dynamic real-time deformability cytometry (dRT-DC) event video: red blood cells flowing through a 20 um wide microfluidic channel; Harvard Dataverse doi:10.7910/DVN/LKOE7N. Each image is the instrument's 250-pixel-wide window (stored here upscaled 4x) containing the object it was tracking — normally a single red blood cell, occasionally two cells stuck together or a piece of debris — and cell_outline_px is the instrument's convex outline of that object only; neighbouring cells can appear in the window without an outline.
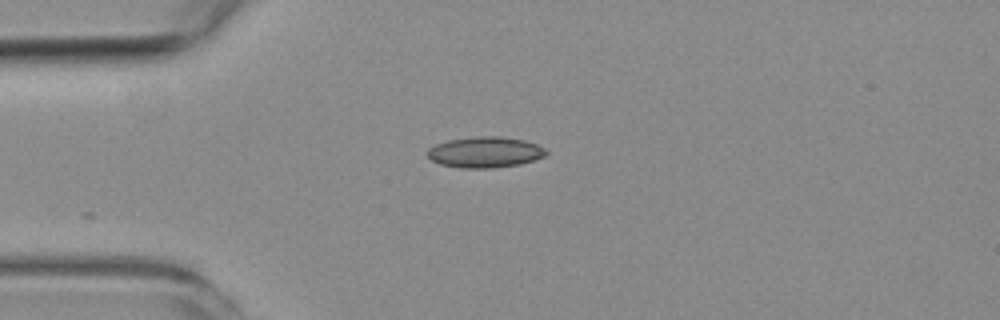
{"species": "common noctule bat (a hibernating species)", "species_latin": "Nyctalus noctula", "temperature_condition": "room temperature", "stored_images_in_passage": 3, "camera_frame_rate_fps": 3000, "um_per_image_px": 0.085, "animal": {"sex": "female", "body_mass_g": 19.3, "forearm_length_mm": 54.1}, "frame": {"image": 1, "passage_image": 3, "time_ms": 2.333, "image_size_px": [1000, 320], "cell_outline_px": [[548, 152], [544, 156], [520, 164], [492, 168], [460, 168], [440, 164], [432, 160], [428, 156], [428, 148], [436, 144], [448, 140], [480, 136], [496, 136], [524, 140], [536, 144], [544, 148]], "centroid_in_image_um": [41.22, 12.94], "position_along_channel_um": 43.8, "area_um2": 21.15}}